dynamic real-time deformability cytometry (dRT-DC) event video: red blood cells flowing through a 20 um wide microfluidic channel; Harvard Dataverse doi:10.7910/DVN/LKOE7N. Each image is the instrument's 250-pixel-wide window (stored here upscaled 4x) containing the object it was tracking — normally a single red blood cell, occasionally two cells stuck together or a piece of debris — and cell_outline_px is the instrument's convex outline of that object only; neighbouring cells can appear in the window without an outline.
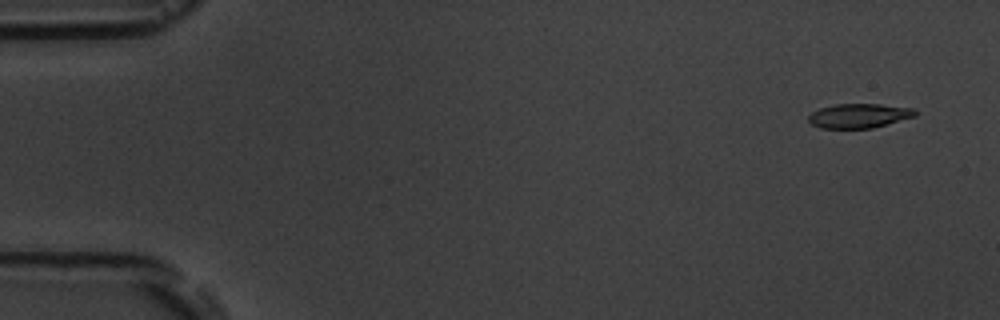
{"species": "common noctule bat (a hibernating species)", "species_latin": "Nyctalus noctula", "temperature_condition": "room temperature", "stored_images_in_passage": 6, "camera_frame_rate_fps": 3000, "um_per_image_px": 0.085, "animal": {"sex": "male", "body_mass_g": 19.5, "forearm_length_mm": 54.6}, "frame": {"image": 1, "passage_image": 1, "time_ms": 0.0, "image_size_px": [1000, 320], "cell_outline_px": [[916, 116], [872, 128], [820, 128], [812, 124], [808, 120], [808, 116], [812, 112], [820, 108], [836, 104], [880, 104], [916, 108]], "centroid_in_image_um": [73.03, 9.83], "position_along_channel_um": 12.0, "area_um2": 15.14}}
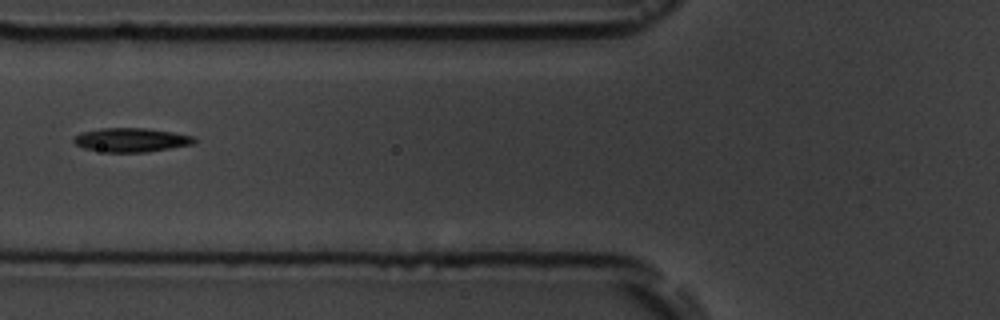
{"frame": {"image": 2, "passage_image": 6, "time_ms": 6.333, "image_size_px": [1000, 320], "cell_outline_px": [[196, 140], [192, 144], [144, 152], [108, 152], [84, 148], [76, 144], [72, 140], [72, 136], [80, 132], [100, 128], [144, 128], [172, 132], [192, 136]], "centroid_in_image_um": [11.07, 11.88], "position_along_channel_um": 114.7, "area_um2": 16.65}}